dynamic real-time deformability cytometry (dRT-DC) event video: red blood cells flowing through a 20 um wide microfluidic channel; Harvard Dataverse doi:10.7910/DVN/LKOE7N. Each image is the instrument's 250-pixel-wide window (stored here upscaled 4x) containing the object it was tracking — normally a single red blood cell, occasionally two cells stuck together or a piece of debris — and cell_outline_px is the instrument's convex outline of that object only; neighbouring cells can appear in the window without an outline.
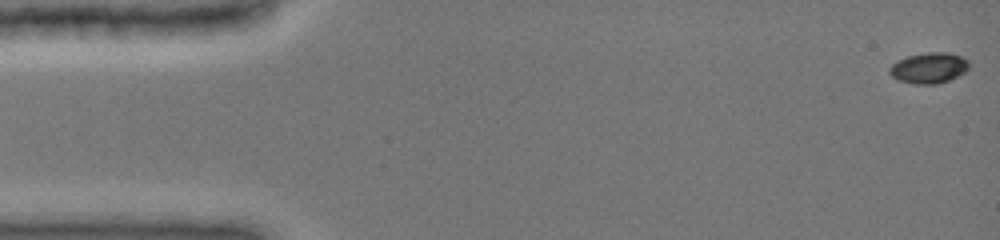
{"species": "common noctule bat (a hibernating species)", "species_latin": "Nyctalus noctula", "temperature_condition": "cold", "stored_images_in_passage": 48, "camera_frame_rate_fps": 3000, "um_per_image_px": 0.085, "animal": {"sex": "female", "body_mass_g": 19.0, "forearm_length_mm": 51.5}, "frame": {"image": 1, "passage_image": 1, "time_ms": 0.0, "image_size_px": [1000, 240], "cell_outline_px": [[968, 68], [964, 72], [948, 80], [936, 84], [912, 84], [900, 80], [892, 76], [888, 72], [888, 68], [896, 60], [908, 56], [928, 52], [948, 52], [960, 56], [968, 60]], "centroid_in_image_um": [78.92, 5.77], "position_along_channel_um": 6.1, "area_um2": 14.16}}
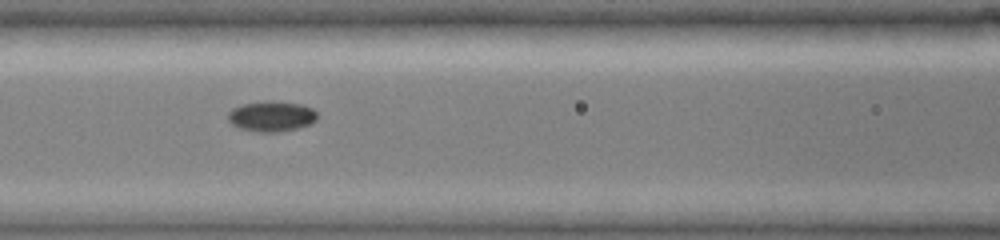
{"frame": {"image": 2, "passage_image": 21, "time_ms": 6.667, "image_size_px": [1000, 240], "cell_outline_px": [[316, 120], [312, 124], [280, 132], [256, 132], [240, 128], [232, 124], [228, 120], [228, 112], [232, 108], [244, 104], [272, 100], [300, 104], [312, 108], [316, 112]], "centroid_in_image_um": [23.08, 9.89], "position_along_channel_um": 143.5, "area_um2": 15.84}}
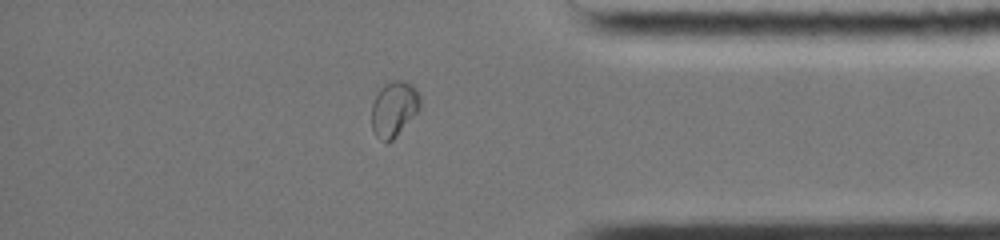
{"frame": {"image": 3, "passage_image": 41, "time_ms": 13.333, "image_size_px": [1000, 240], "cell_outline_px": [[420, 108], [396, 136], [392, 140], [380, 140], [376, 136], [372, 128], [372, 104], [380, 88], [384, 84], [392, 80], [404, 80], [412, 84], [416, 88], [420, 96]], "centroid_in_image_um": [33.49, 9.21], "position_along_channel_um": 401.7, "area_um2": 15.49}, "authors_computed_cell_mechanics": {"area_um2": 14.5945, "velocity_mm_per_s": 4.0025, "shape_relaxation_time_tau1_ms": 3.8105, "shape_relaxation_time_tau2_ms": null, "deformation_change_tau1": 0.117, "deformation_change_tau2": null}}